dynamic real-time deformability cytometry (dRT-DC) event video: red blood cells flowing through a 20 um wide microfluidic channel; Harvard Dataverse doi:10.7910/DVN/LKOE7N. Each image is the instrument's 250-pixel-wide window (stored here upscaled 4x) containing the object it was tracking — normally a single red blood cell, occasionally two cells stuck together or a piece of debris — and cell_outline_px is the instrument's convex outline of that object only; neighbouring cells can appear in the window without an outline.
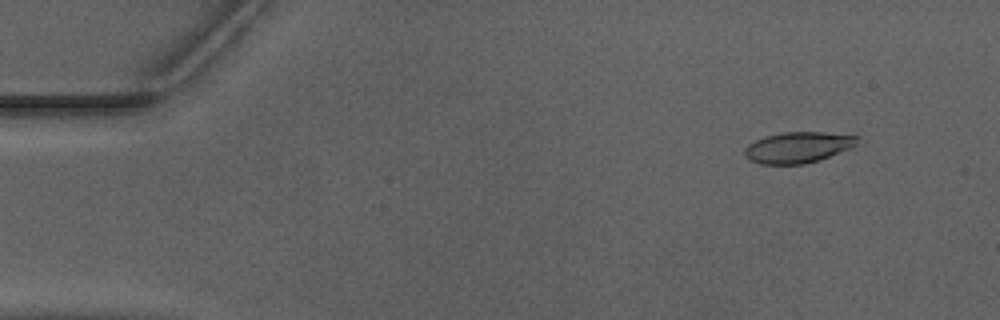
{"species": "Egyptian fruit bat (a non-hibernating species)", "species_latin": "Rousettus aegyptiacus", "temperature_condition": "warm", "stored_images_in_passage": 7, "camera_frame_rate_fps": 3000, "um_per_image_px": 0.085, "animal": {"sex": "male"}, "frame": {"image": 1, "passage_image": 5, "time_ms": 1.333, "image_size_px": [1000, 320], "cell_outline_px": [[860, 136], [856, 144], [848, 148], [820, 160], [804, 164], [760, 164], [748, 160], [744, 156], [744, 148], [748, 144], [764, 136], [780, 132], [824, 132]], "centroid_in_image_um": [67.77, 12.52], "position_along_channel_um": 17.2, "area_um2": 20.4}}